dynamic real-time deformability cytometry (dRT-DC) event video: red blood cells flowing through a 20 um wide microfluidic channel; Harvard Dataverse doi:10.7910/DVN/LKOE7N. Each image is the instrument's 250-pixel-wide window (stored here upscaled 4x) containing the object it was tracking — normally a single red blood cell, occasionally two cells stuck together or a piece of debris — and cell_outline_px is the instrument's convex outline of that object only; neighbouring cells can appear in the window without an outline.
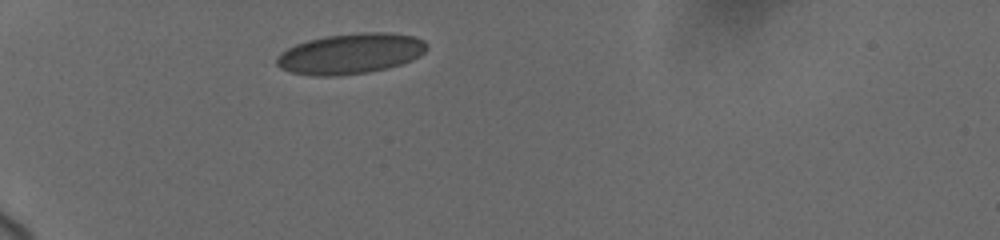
{"species": "human", "species_latin": "Homo sapiens", "temperature_condition": "cold", "stored_images_in_passage": 39, "camera_frame_rate_fps": 3000, "um_per_image_px": 0.085, "donor": {"sex": "female"}, "frame": {"image": 1, "passage_image": 1, "time_ms": 0.0, "image_size_px": [1000, 240], "cell_outline_px": [[428, 48], [420, 56], [412, 60], [388, 68], [368, 72], [336, 76], [312, 76], [292, 72], [280, 68], [276, 64], [276, 56], [280, 52], [296, 44], [308, 40], [328, 36], [360, 32], [388, 32], [412, 36], [424, 40], [428, 44]], "centroid_in_image_um": [29.8, 4.56], "position_along_channel_um": 55.2, "area_um2": 35.55}}
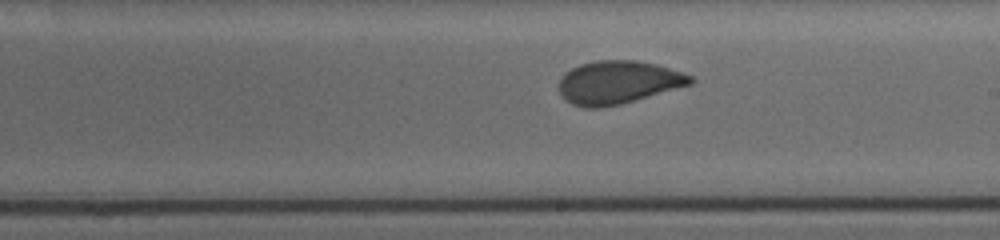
{"frame": {"image": 2, "passage_image": 20, "time_ms": 5.667, "image_size_px": [1000, 240], "cell_outline_px": [[696, 80], [692, 84], [620, 104], [600, 108], [584, 108], [572, 104], [564, 100], [556, 84], [564, 72], [580, 64], [596, 60], [636, 60], [656, 64], [692, 76]], "centroid_in_image_um": [52.48, 7.0], "position_along_channel_um": 236.5, "area_um2": 33.18}}
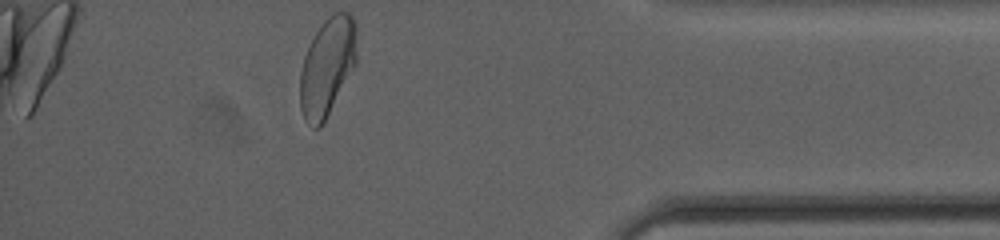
{"frame": {"image": 3, "passage_image": 39, "time_ms": 11.0, "image_size_px": [1000, 240], "cell_outline_px": [[356, 64], [324, 124], [320, 128], [312, 128], [304, 120], [300, 108], [300, 72], [304, 56], [316, 32], [324, 20], [332, 12], [348, 12], [352, 16], [356, 24]], "centroid_in_image_um": [27.82, 5.71], "position_along_channel_um": 407.4, "area_um2": 32.77}, "authors_computed_cell_mechanics": {"area_um2": 33.1772, "velocity_mm_per_s": 3.6846, "shape_relaxation_time_tau1_ms": 6.6175, "shape_relaxation_time_tau2_ms": 0.6499, "deformation_change_tau1": 0.1256, "deformation_change_tau2": 0.0624}}